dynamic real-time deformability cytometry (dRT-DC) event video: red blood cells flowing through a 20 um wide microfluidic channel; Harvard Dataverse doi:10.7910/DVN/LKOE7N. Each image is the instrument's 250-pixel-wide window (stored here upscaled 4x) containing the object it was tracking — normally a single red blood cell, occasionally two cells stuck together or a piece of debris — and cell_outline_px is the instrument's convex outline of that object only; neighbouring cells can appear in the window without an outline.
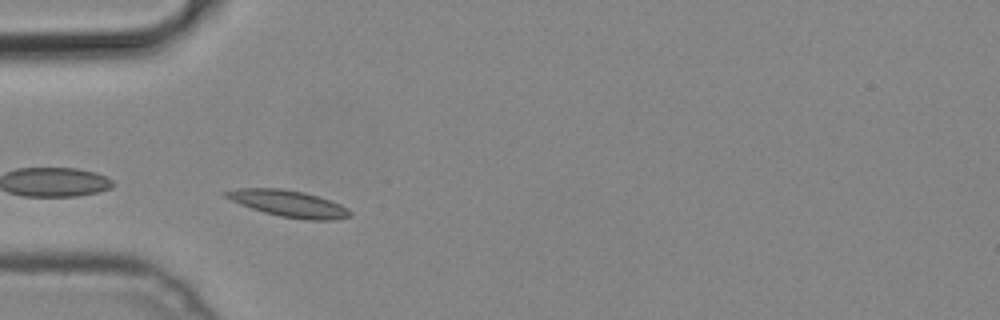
{"species": "common noctule bat (a hibernating species)", "species_latin": "Nyctalus noctula", "temperature_condition": "cold", "stored_images_in_passage": 29, "camera_frame_rate_fps": 3000, "um_per_image_px": 0.085, "animal": {"sex": "male", "body_mass_g": 19.2, "forearm_length_mm": 51.8}, "frame": {"image": 1, "passage_image": 1, "time_ms": 0.0, "image_size_px": [1000, 320], "cell_outline_px": [[352, 216], [336, 220], [304, 220], [280, 216], [264, 212], [240, 204], [224, 196], [220, 192], [236, 188], [280, 188], [304, 192], [340, 204], [348, 208], [352, 212]], "centroid_in_image_um": [24.53, 17.31], "position_along_channel_um": 60.5, "area_um2": 19.25}}
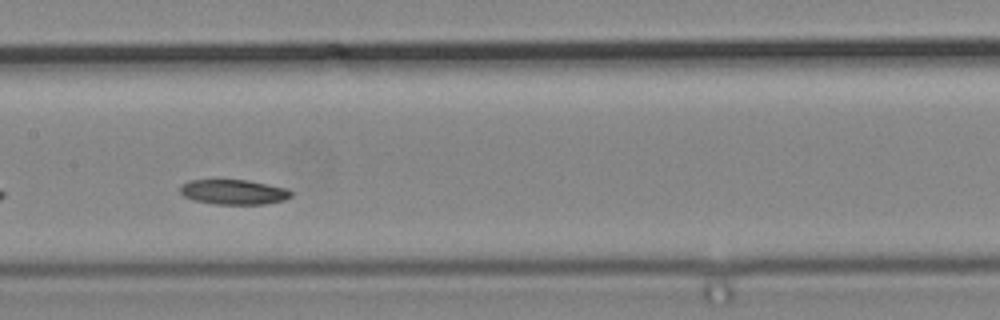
{"frame": {"image": 2, "passage_image": 11, "time_ms": 3.333, "image_size_px": [1000, 320], "cell_outline_px": [[292, 196], [284, 200], [264, 204], [216, 204], [192, 200], [184, 196], [180, 192], [180, 188], [188, 180], [248, 180], [288, 188], [292, 192]], "centroid_in_image_um": [19.88, 16.32], "position_along_channel_um": 187.5, "area_um2": 16.13}}
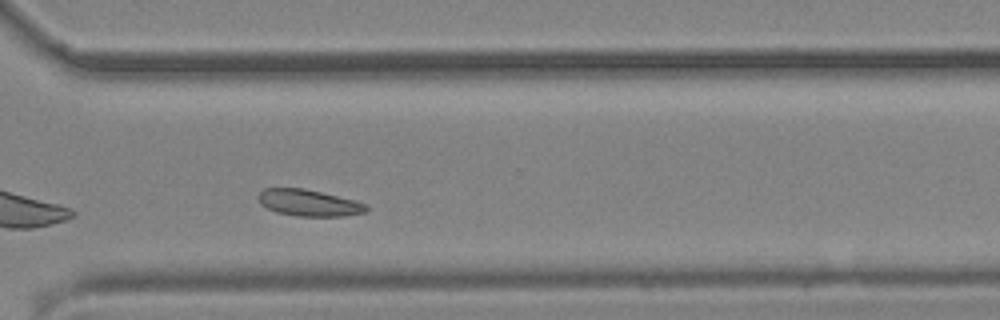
{"frame": {"image": 3, "passage_image": 23, "time_ms": 7.333, "image_size_px": [1000, 320], "cell_outline_px": [[368, 208], [364, 212], [344, 216], [296, 216], [276, 212], [260, 204], [256, 196], [264, 188], [304, 188], [368, 204]], "centroid_in_image_um": [26.2, 17.24], "position_along_channel_um": 344.4, "area_um2": 16.59}}